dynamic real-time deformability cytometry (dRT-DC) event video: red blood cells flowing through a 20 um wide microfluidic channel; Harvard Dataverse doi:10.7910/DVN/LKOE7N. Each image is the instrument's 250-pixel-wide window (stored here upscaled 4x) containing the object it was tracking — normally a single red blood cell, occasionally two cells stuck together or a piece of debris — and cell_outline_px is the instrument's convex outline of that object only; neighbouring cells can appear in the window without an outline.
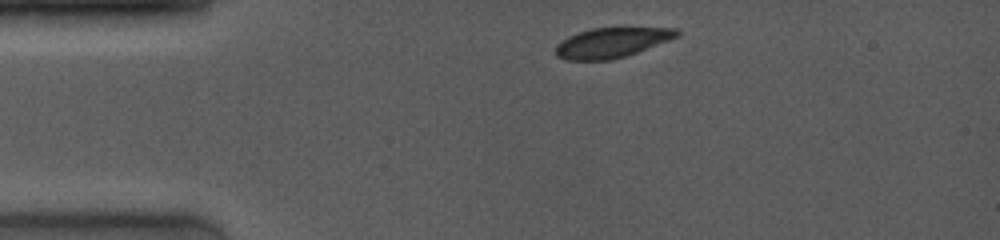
{"species": "common noctule bat (a hibernating species)", "species_latin": "Nyctalus noctula", "temperature_condition": "room temperature", "stored_images_in_passage": 9, "camera_frame_rate_fps": 4000, "um_per_image_px": 0.085, "animal": {"sex": "female", "body_mass_g": 19.0, "forearm_length_mm": 53.3}, "frame": {"image": 1, "passage_image": 1, "time_ms": 0.0, "image_size_px": [1000, 240], "cell_outline_px": [[680, 36], [636, 52], [612, 60], [564, 60], [556, 56], [556, 44], [568, 36], [592, 28], [676, 28], [680, 32]], "centroid_in_image_um": [51.97, 3.63], "position_along_channel_um": 33.0, "area_um2": 20.98}}
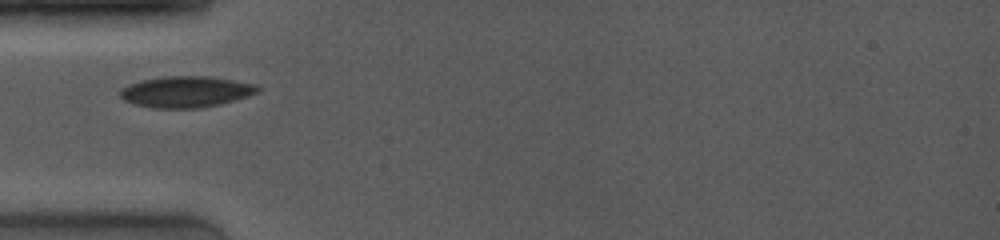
{"frame": {"image": 2, "passage_image": 5, "time_ms": 2.0, "image_size_px": [1000, 240], "cell_outline_px": [[260, 92], [248, 96], [220, 104], [200, 108], [152, 108], [132, 104], [124, 100], [120, 96], [120, 92], [128, 84], [144, 80], [168, 76], [204, 76], [232, 80], [256, 84], [260, 88]], "centroid_in_image_um": [15.82, 7.81], "position_along_channel_um": 69.2, "area_um2": 24.85}}
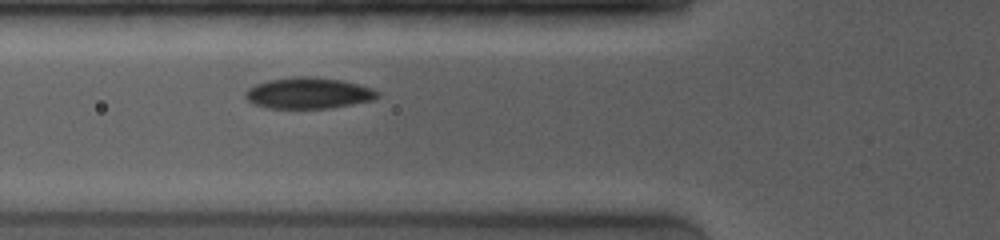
{"frame": {"image": 3, "passage_image": 7, "time_ms": 2.75, "image_size_px": [1000, 240], "cell_outline_px": [[380, 96], [372, 100], [352, 104], [328, 108], [268, 108], [256, 104], [248, 100], [244, 96], [244, 92], [248, 88], [256, 84], [268, 80], [300, 76], [308, 76], [340, 80], [372, 88], [380, 92]], "centroid_in_image_um": [26.21, 7.91], "position_along_channel_um": 99.6, "area_um2": 23.76}}